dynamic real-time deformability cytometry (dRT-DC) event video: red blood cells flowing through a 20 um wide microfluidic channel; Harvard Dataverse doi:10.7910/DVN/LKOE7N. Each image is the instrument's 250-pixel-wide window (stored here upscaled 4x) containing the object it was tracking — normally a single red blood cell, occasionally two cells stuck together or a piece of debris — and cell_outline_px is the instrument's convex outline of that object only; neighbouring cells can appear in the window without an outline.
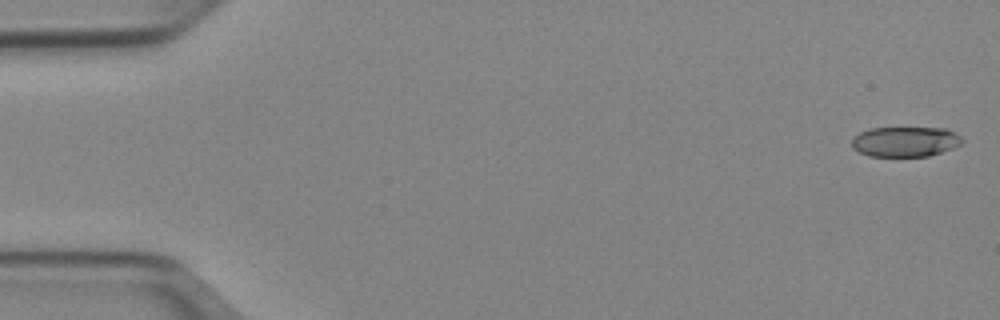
{"species": "Egyptian fruit bat (a non-hibernating species)", "species_latin": "Rousettus aegyptiacus", "temperature_condition": "cold", "stored_images_in_passage": 51, "camera_frame_rate_fps": 3000, "um_per_image_px": 0.085, "animal": {"sex": "female"}, "frame": {"image": 1, "passage_image": 1, "time_ms": 0.0, "image_size_px": [1000, 320], "cell_outline_px": [[964, 140], [960, 144], [952, 148], [928, 156], [868, 156], [852, 148], [852, 140], [860, 132], [868, 128], [944, 128], [960, 136]], "centroid_in_image_um": [76.92, 12.04], "position_along_channel_um": 8.1, "area_um2": 19.19}}
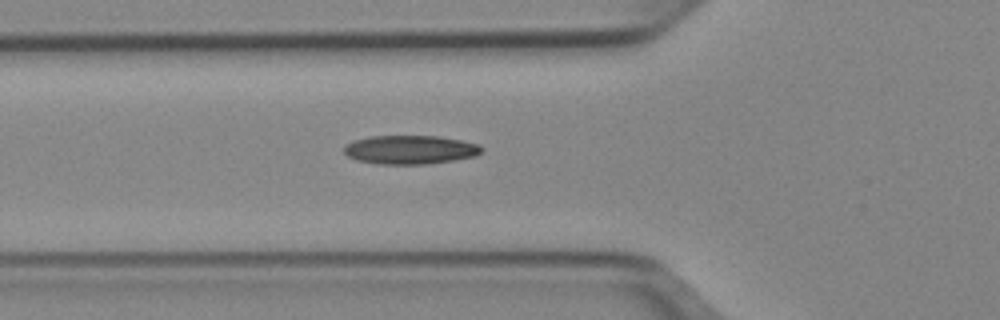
{"frame": {"image": 2, "passage_image": 18, "time_ms": 5.667, "image_size_px": [1000, 320], "cell_outline_px": [[484, 148], [476, 156], [428, 164], [380, 164], [356, 160], [348, 156], [344, 152], [344, 144], [352, 140], [368, 136], [436, 136], [460, 140], [480, 144]], "centroid_in_image_um": [34.83, 12.72], "position_along_channel_um": 91.0, "area_um2": 23.18}}
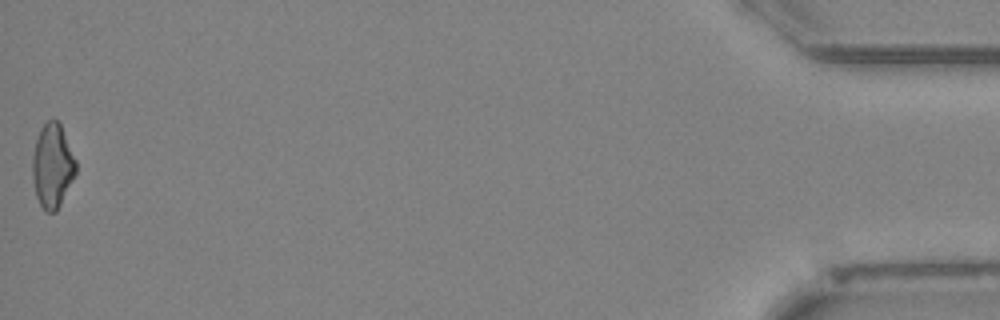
{"frame": {"image": 3, "passage_image": 51, "time_ms": 16.667, "image_size_px": [1000, 320], "cell_outline_px": [[76, 172], [56, 212], [44, 212], [36, 196], [32, 180], [32, 156], [36, 140], [40, 128], [52, 116], [60, 124], [76, 160]], "centroid_in_image_um": [4.43, 14.09], "position_along_channel_um": 430.8, "area_um2": 21.27}, "authors_computed_cell_mechanics": {"area_um2": 21.5594, "velocity_mm_per_s": 3.9678, "shape_relaxation_time_tau1_ms": 8.0417, "shape_relaxation_time_tau2_ms": 4.8744, "deformation_change_tau1": 0.1918, "deformation_change_tau2": 0.1275}}